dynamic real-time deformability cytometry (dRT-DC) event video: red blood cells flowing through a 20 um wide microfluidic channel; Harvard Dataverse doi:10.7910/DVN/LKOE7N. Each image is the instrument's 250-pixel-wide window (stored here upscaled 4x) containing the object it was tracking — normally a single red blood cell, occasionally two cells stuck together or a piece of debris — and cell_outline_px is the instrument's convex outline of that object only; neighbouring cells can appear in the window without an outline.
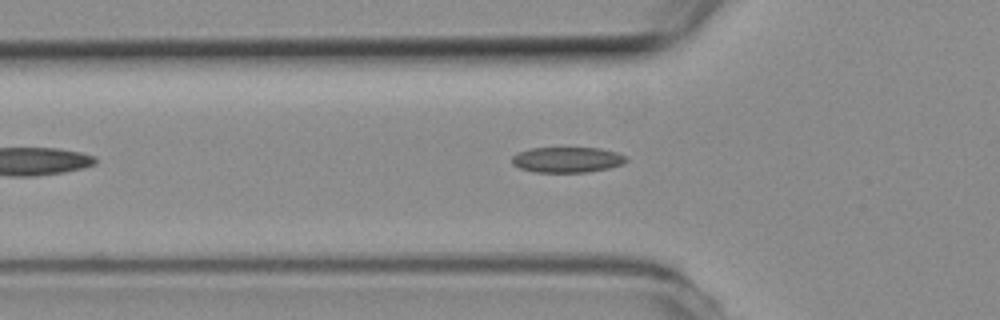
{"species": "common noctule bat (a hibernating species)", "species_latin": "Nyctalus noctula", "temperature_condition": "room temperature", "stored_images_in_passage": 32, "camera_frame_rate_fps": 3000, "um_per_image_px": 0.085, "animal": {"sex": "female", "body_mass_g": 19.3, "forearm_length_mm": 54.1}, "frame": {"image": 1, "passage_image": 2, "time_ms": 0.333, "image_size_px": [1000, 320], "cell_outline_px": [[628, 160], [624, 164], [608, 168], [584, 172], [536, 172], [520, 168], [512, 164], [512, 156], [520, 152], [532, 148], [600, 148], [616, 152], [624, 156]], "centroid_in_image_um": [48.22, 13.58], "position_along_channel_um": 77.6, "area_um2": 16.82}}
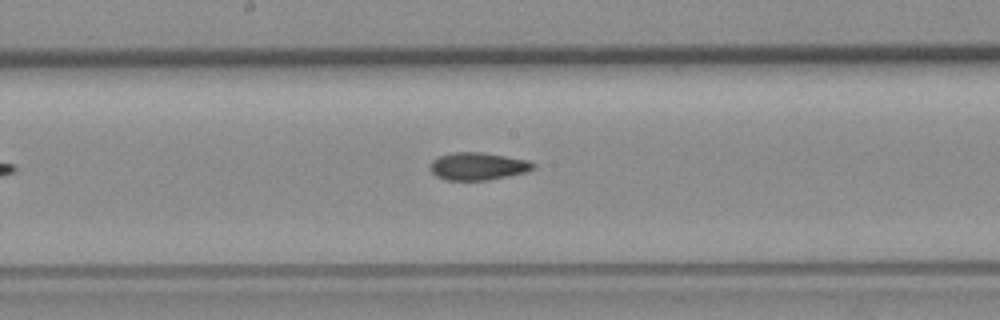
{"frame": {"image": 2, "passage_image": 12, "time_ms": 3.667, "image_size_px": [1000, 320], "cell_outline_px": [[536, 164], [532, 168], [524, 172], [508, 176], [488, 180], [444, 180], [436, 176], [428, 168], [432, 160], [440, 156], [452, 152], [484, 152], [528, 160]], "centroid_in_image_um": [40.57, 14.13], "position_along_channel_um": 207.6, "area_um2": 16.59}}
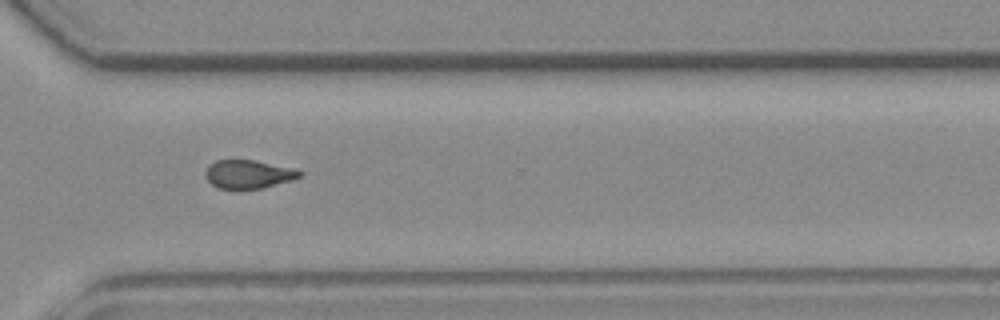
{"frame": {"image": 3, "passage_image": 23, "time_ms": 7.333, "image_size_px": [1000, 320], "cell_outline_px": [[304, 172], [300, 176], [292, 180], [260, 188], [216, 188], [204, 176], [204, 172], [208, 164], [216, 160], [252, 160], [292, 168]], "centroid_in_image_um": [21.06, 14.79], "position_along_channel_um": 349.5, "area_um2": 15.43}}